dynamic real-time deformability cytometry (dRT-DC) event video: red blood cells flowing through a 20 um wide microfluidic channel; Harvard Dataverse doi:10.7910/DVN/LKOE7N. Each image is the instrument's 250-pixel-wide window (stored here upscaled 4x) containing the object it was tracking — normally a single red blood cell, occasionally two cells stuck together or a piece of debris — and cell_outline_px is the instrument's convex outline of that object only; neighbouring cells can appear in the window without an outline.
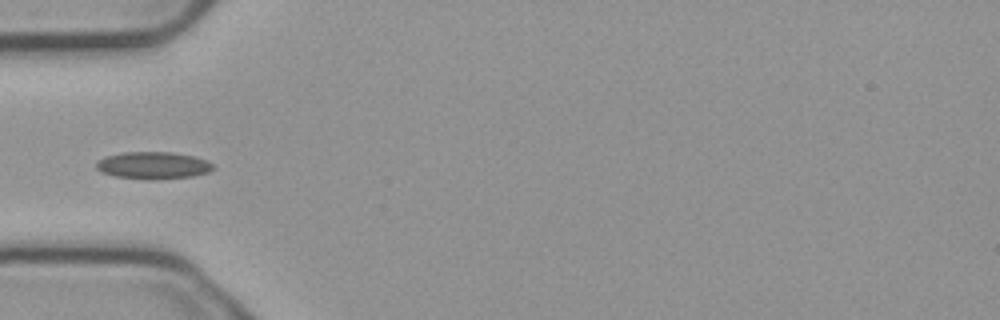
{"species": "common noctule bat (a hibernating species)", "species_latin": "Nyctalus noctula", "temperature_condition": "cold", "stored_images_in_passage": 4, "camera_frame_rate_fps": 3000, "um_per_image_px": 0.085, "animal": {"sex": "male", "body_mass_g": 23.1, "forearm_length_mm": 52.7}, "frame": {"image": 1, "passage_image": 4, "time_ms": 1.0, "image_size_px": [1000, 320], "cell_outline_px": [[216, 168], [208, 172], [192, 176], [156, 180], [148, 180], [116, 176], [100, 172], [96, 168], [96, 160], [104, 156], [124, 152], [172, 152], [192, 156], [204, 160], [212, 164]], "centroid_in_image_um": [12.97, 14.06], "position_along_channel_um": 72.0, "area_um2": 18.61}}